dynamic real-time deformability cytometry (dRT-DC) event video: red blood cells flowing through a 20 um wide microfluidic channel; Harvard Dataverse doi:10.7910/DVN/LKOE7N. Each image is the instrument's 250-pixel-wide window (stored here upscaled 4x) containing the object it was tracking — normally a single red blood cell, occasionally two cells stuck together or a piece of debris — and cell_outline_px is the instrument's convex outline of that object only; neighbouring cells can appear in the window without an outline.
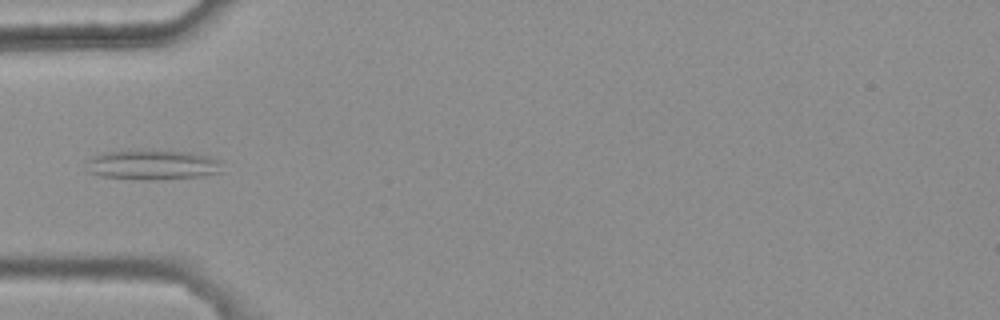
{"species": "common noctule bat (a hibernating species)", "species_latin": "Nyctalus noctula", "temperature_condition": "warm", "stored_images_in_passage": 5, "camera_frame_rate_fps": 3000, "um_per_image_px": 0.085, "animal": {"sex": "female", "body_mass_g": 25.1}, "frame": {"image": 1, "passage_image": 5, "time_ms": 1.333, "image_size_px": [1000, 320], "cell_outline_px": [[220, 172], [200, 176], [156, 180], [144, 180], [100, 176], [88, 172], [88, 160], [92, 156], [104, 152], [188, 152], [208, 156], [220, 160]], "centroid_in_image_um": [12.95, 14.04], "position_along_channel_um": 72.0, "area_um2": 22.89}}